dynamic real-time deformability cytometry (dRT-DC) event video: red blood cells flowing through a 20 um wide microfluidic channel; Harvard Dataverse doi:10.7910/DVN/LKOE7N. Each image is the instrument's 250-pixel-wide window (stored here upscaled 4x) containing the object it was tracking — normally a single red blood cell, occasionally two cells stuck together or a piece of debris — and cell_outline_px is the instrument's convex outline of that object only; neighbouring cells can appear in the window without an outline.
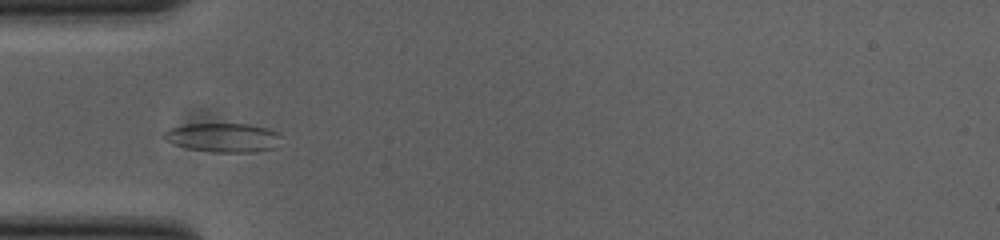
{"species": "common noctule bat (a hibernating species)", "species_latin": "Nyctalus noctula", "temperature_condition": "cold", "stored_images_in_passage": 48, "camera_frame_rate_fps": 3000, "um_per_image_px": 0.085, "animal": {"sex": "female", "body_mass_g": 23.0, "forearm_length_mm": 53.4}, "frame": {"image": 1, "passage_image": 12, "time_ms": 3.667, "image_size_px": [1000, 240], "cell_outline_px": [[280, 136], [276, 148], [256, 152], [212, 152], [188, 148], [172, 144], [164, 140], [160, 136], [168, 128], [184, 124], [248, 124], [264, 128], [276, 132]], "centroid_in_image_um": [18.89, 11.7], "position_along_channel_um": 66.1, "area_um2": 19.94}}
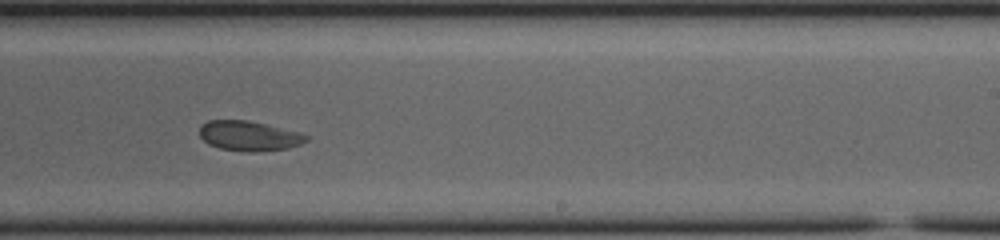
{"frame": {"image": 2, "passage_image": 28, "time_ms": 9.0, "image_size_px": [1000, 240], "cell_outline_px": [[308, 140], [300, 144], [288, 148], [256, 152], [248, 152], [220, 148], [208, 144], [200, 136], [200, 124], [208, 120], [248, 120], [300, 132], [308, 136]], "centroid_in_image_um": [21.16, 11.55], "position_along_channel_um": 267.8, "area_um2": 18.61}}
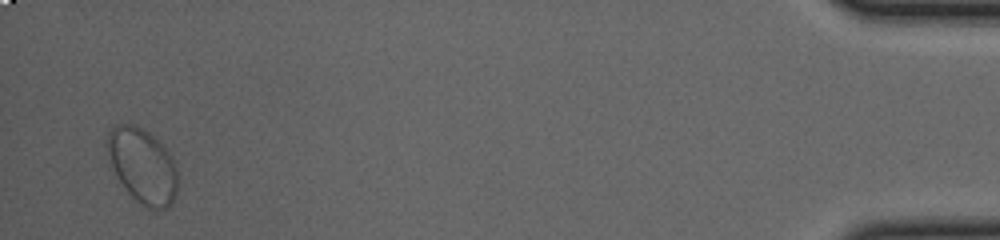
{"frame": {"image": 3, "passage_image": 47, "time_ms": 15.333, "image_size_px": [1000, 240], "cell_outline_px": [[176, 192], [172, 204], [168, 208], [148, 208], [136, 200], [128, 192], [120, 180], [112, 164], [108, 152], [108, 132], [116, 124], [136, 124], [148, 132], [172, 156], [176, 164]], "centroid_in_image_um": [12.14, 14.08], "position_along_channel_um": 423.1, "area_um2": 30.0}, "authors_computed_cell_mechanics": {"area_um2": 20.5768, "velocity_mm_per_s": 3.801, "shape_relaxation_time_tau1_ms": 9.6001, "shape_relaxation_time_tau2_ms": 1.6606, "deformation_change_tau1": 0.1337, "deformation_change_tau2": 0.0518}}